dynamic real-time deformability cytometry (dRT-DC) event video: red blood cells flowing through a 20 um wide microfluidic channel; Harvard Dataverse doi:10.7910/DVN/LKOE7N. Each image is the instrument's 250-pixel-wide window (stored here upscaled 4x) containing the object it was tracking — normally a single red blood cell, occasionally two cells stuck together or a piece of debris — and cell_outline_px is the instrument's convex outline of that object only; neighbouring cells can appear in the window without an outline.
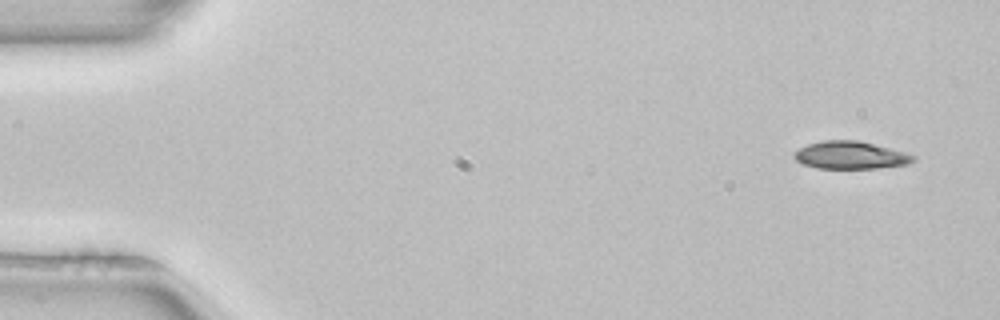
{"species": "common noctule bat (a hibernating species)", "species_latin": "Nyctalus noctula", "temperature_condition": "room temperature", "stored_images_in_passage": 5, "camera_frame_rate_fps": 3000, "um_per_image_px": 0.085, "animal": {"sex": "female", "body_mass_g": 22.7, "forearm_length_mm": 54.2}, "frame": {"image": 1, "passage_image": 1, "time_ms": 0.0, "image_size_px": [1000, 320], "cell_outline_px": [[916, 160], [904, 164], [876, 168], [816, 168], [804, 164], [796, 160], [792, 156], [800, 148], [808, 144], [824, 140], [860, 140], [904, 152], [916, 156]], "centroid_in_image_um": [72.28, 13.18], "position_along_channel_um": 12.7, "area_um2": 18.96}}
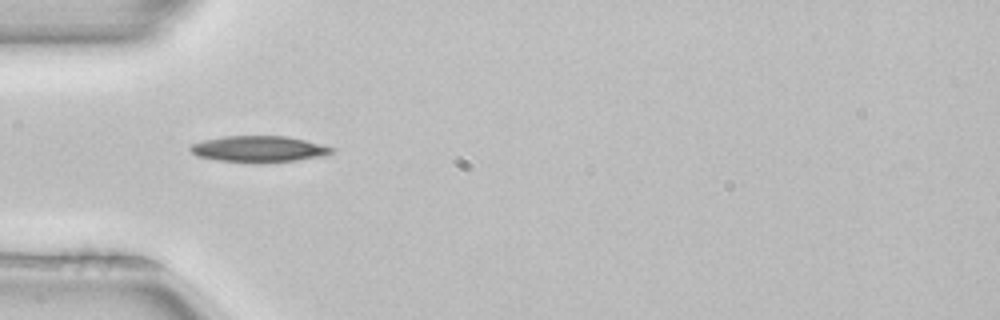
{"frame": {"image": 2, "passage_image": 4, "time_ms": 1.0, "image_size_px": [1000, 320], "cell_outline_px": [[336, 148], [332, 152], [324, 156], [296, 160], [264, 164], [252, 164], [216, 160], [196, 156], [188, 148], [192, 144], [204, 140], [224, 136], [288, 136]], "centroid_in_image_um": [21.99, 12.69], "position_along_channel_um": 63.0, "area_um2": 22.02}}